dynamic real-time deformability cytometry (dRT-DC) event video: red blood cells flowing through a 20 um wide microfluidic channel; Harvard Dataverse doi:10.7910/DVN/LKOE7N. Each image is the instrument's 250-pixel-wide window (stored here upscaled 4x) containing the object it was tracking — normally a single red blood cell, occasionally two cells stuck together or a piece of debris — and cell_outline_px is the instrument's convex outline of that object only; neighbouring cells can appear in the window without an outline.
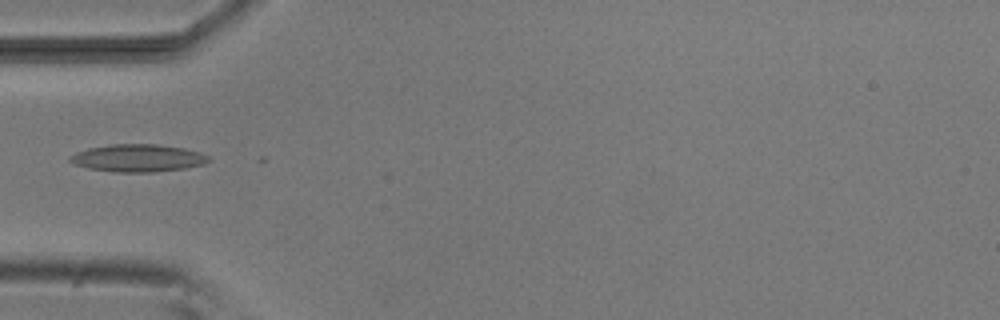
{"species": "common noctule bat (a hibernating species)", "species_latin": "Nyctalus noctula", "temperature_condition": "room temperature", "stored_images_in_passage": 17, "camera_frame_rate_fps": 3000, "um_per_image_px": 0.085, "animal": {"sex": "male", "body_mass_g": 20.5, "forearm_length_mm": 52.5}, "frame": {"image": 1, "passage_image": 1, "time_ms": 0.0, "image_size_px": [1000, 320], "cell_outline_px": [[212, 160], [204, 164], [184, 168], [152, 172], [116, 172], [88, 168], [72, 164], [68, 160], [68, 156], [76, 152], [88, 148], [108, 144], [156, 144], [184, 148], [200, 152], [208, 156]], "centroid_in_image_um": [11.69, 13.43], "position_along_channel_um": 73.3, "area_um2": 22.37}}
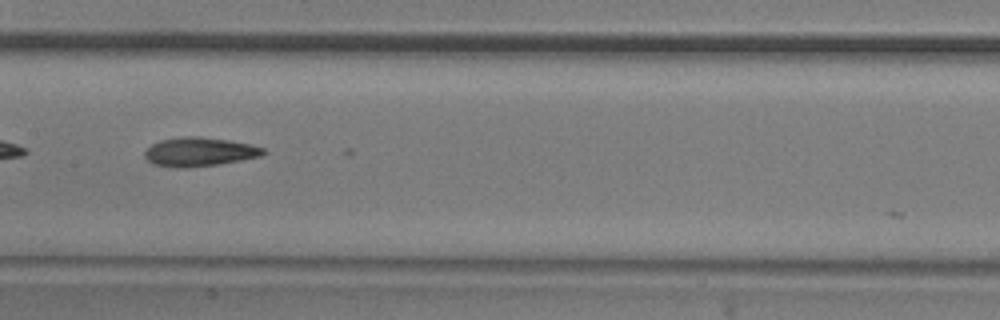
{"frame": {"image": 2, "passage_image": 10, "time_ms": 3.0, "image_size_px": [1000, 320], "cell_outline_px": [[268, 152], [260, 156], [240, 160], [216, 164], [184, 168], [180, 168], [152, 164], [144, 156], [144, 152], [152, 144], [160, 140], [180, 136], [196, 136], [228, 140], [252, 144], [264, 148]], "centroid_in_image_um": [16.94, 12.9], "position_along_channel_um": 190.5, "area_um2": 19.94}}
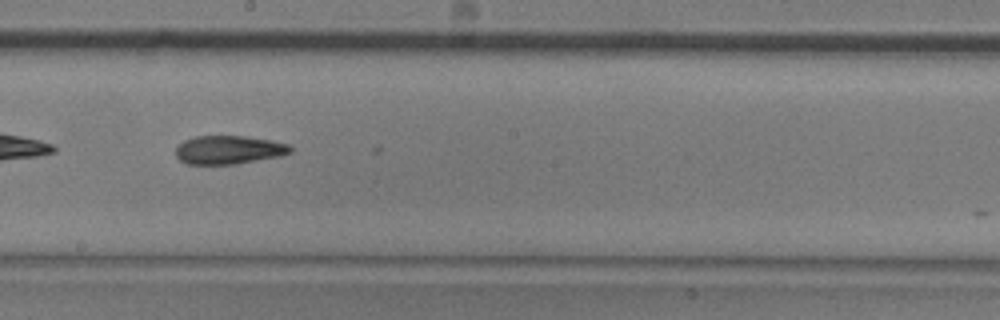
{"frame": {"image": 3, "passage_image": 13, "time_ms": 4.0, "image_size_px": [1000, 320], "cell_outline_px": [[292, 152], [280, 156], [236, 164], [188, 164], [180, 160], [176, 156], [176, 148], [184, 140], [196, 136], [248, 136], [272, 140], [288, 144], [292, 148]], "centroid_in_image_um": [19.46, 12.73], "position_along_channel_um": 228.7, "area_um2": 19.07}}